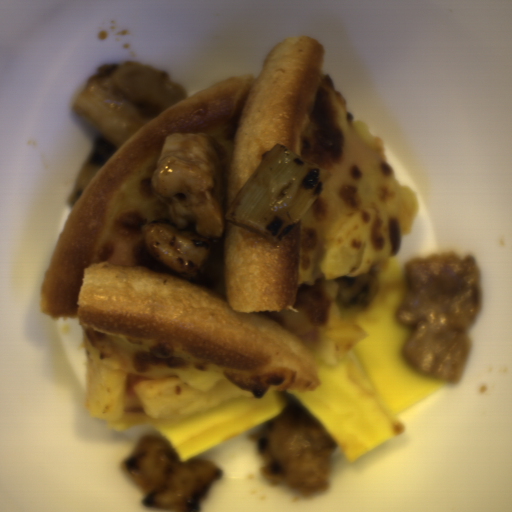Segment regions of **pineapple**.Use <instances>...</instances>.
Here are the masks:
<instances>
[{
    "label": "pineapple",
    "mask_w": 512,
    "mask_h": 512,
    "mask_svg": "<svg viewBox=\"0 0 512 512\" xmlns=\"http://www.w3.org/2000/svg\"><path fill=\"white\" fill-rule=\"evenodd\" d=\"M390 240L380 213L368 210L349 223L332 244L323 267L326 280L353 277L382 264Z\"/></svg>",
    "instance_id": "obj_1"
},
{
    "label": "pineapple",
    "mask_w": 512,
    "mask_h": 512,
    "mask_svg": "<svg viewBox=\"0 0 512 512\" xmlns=\"http://www.w3.org/2000/svg\"><path fill=\"white\" fill-rule=\"evenodd\" d=\"M322 336L334 344L335 354L342 357L366 340L368 334L351 322L326 328Z\"/></svg>",
    "instance_id": "obj_4"
},
{
    "label": "pineapple",
    "mask_w": 512,
    "mask_h": 512,
    "mask_svg": "<svg viewBox=\"0 0 512 512\" xmlns=\"http://www.w3.org/2000/svg\"><path fill=\"white\" fill-rule=\"evenodd\" d=\"M128 373L121 367L87 364L85 407L88 415L116 421L125 410Z\"/></svg>",
    "instance_id": "obj_3"
},
{
    "label": "pineapple",
    "mask_w": 512,
    "mask_h": 512,
    "mask_svg": "<svg viewBox=\"0 0 512 512\" xmlns=\"http://www.w3.org/2000/svg\"><path fill=\"white\" fill-rule=\"evenodd\" d=\"M141 408L154 419L181 418L251 397L249 392L220 384L200 390L180 380H164L135 385Z\"/></svg>",
    "instance_id": "obj_2"
}]
</instances>
